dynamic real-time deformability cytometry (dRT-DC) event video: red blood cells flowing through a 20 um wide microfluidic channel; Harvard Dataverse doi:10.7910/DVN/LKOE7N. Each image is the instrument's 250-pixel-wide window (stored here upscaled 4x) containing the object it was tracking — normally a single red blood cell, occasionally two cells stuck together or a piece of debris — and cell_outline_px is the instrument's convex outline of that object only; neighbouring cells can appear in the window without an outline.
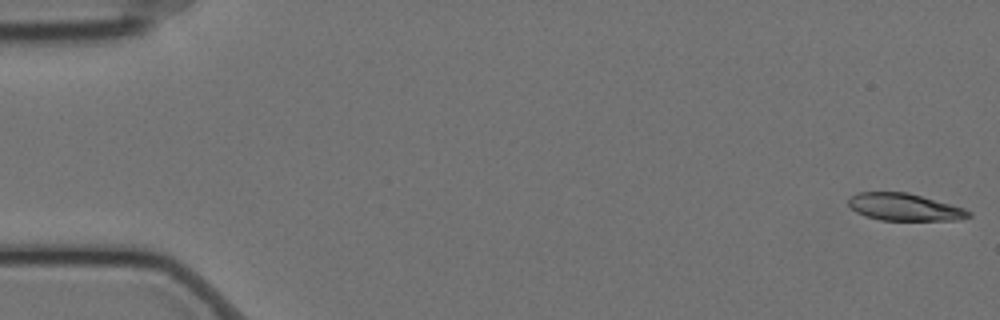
{"species": "Egyptian fruit bat (a non-hibernating species)", "species_latin": "Rousettus aegyptiacus", "temperature_condition": "cold", "stored_images_in_passage": 58, "camera_frame_rate_fps": 3000, "um_per_image_px": 0.085, "animal": {"sex": "female"}, "frame": {"image": 1, "passage_image": 1, "time_ms": 0.0, "image_size_px": [1000, 320], "cell_outline_px": [[972, 216], [956, 220], [880, 220], [864, 216], [856, 212], [848, 204], [848, 200], [856, 192], [908, 192], [964, 208], [972, 212]], "centroid_in_image_um": [76.87, 17.6], "position_along_channel_um": 8.1, "area_um2": 19.07}}
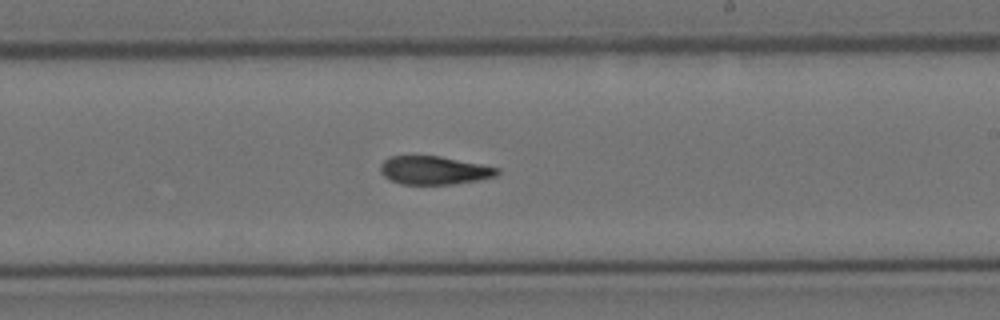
{"frame": {"image": 2, "passage_image": 34, "time_ms": 11.0, "image_size_px": [1000, 320], "cell_outline_px": [[500, 172], [496, 176], [476, 180], [452, 184], [400, 184], [384, 176], [380, 172], [380, 164], [388, 156], [440, 156], [500, 168]], "centroid_in_image_um": [36.88, 14.47], "position_along_channel_um": 252.1, "area_um2": 19.19}}
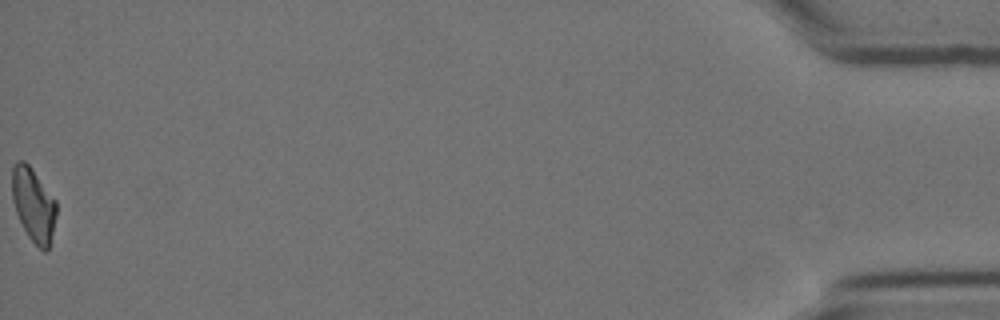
{"frame": {"image": 3, "passage_image": 58, "time_ms": 19.0, "image_size_px": [1000, 320], "cell_outline_px": [[56, 216], [48, 252], [44, 252], [28, 236], [16, 212], [12, 200], [12, 168], [16, 160], [24, 160], [32, 168], [56, 200]], "centroid_in_image_um": [2.84, 17.38], "position_along_channel_um": 432.4, "area_um2": 19.02}, "authors_computed_cell_mechanics": {"area_um2": 20.1144, "velocity_mm_per_s": 3.4952, "shape_relaxation_time_tau1_ms": 8.0864, "shape_relaxation_time_tau2_ms": 4.7741, "deformation_change_tau1": 0.2087, "deformation_change_tau2": 0.1213}}